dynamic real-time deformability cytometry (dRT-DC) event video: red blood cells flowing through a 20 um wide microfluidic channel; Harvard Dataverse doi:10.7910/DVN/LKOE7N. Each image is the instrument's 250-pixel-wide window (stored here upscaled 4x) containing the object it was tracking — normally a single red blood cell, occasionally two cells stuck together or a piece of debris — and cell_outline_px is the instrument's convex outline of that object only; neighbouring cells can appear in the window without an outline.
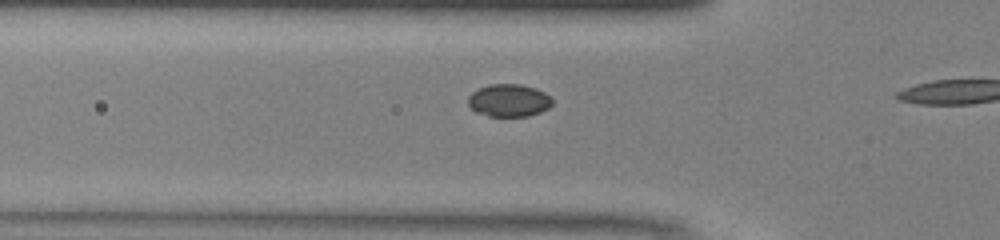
{"species": "common noctule bat (a hibernating species)", "species_latin": "Nyctalus noctula", "temperature_condition": "warm", "stored_images_in_passage": 6, "camera_frame_rate_fps": 3000, "um_per_image_px": 0.085, "animal": {"sex": "male", "body_mass_g": 13.0, "forearm_length_mm": 53.1}, "frame": {"image": 1, "passage_image": 5, "time_ms": 1.333, "image_size_px": [1000, 240], "cell_outline_px": [[552, 104], [548, 108], [540, 112], [528, 116], [488, 116], [476, 112], [468, 104], [468, 96], [472, 92], [488, 84], [520, 84], [536, 88], [544, 92], [552, 100]], "centroid_in_image_um": [43.24, 8.53], "position_along_channel_um": 82.6, "area_um2": 15.95}}